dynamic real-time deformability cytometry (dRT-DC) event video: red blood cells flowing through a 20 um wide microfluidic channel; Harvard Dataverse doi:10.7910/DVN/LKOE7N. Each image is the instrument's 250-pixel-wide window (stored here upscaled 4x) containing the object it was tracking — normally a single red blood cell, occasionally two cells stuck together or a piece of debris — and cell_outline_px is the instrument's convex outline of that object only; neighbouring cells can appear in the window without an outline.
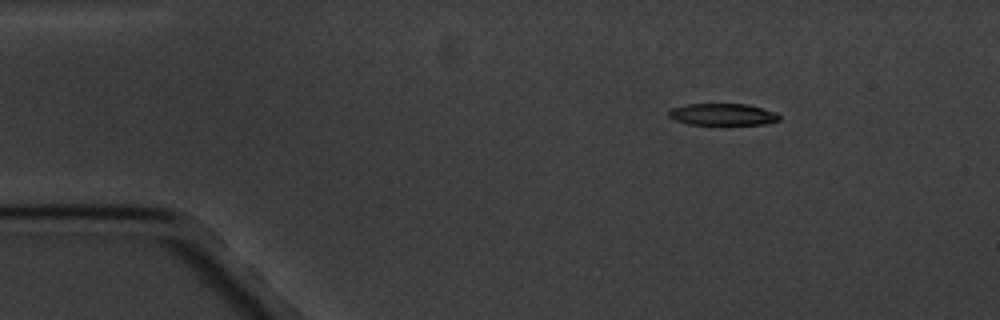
{"species": "common noctule bat (a hibernating species)", "species_latin": "Nyctalus noctula", "temperature_condition": "cold", "stored_images_in_passage": 5, "camera_frame_rate_fps": 3000, "um_per_image_px": 0.085, "animal": {"sex": "male", "body_mass_g": 20.1, "forearm_length_mm": 53.5}, "frame": {"image": 1, "passage_image": 1, "time_ms": 0.0, "image_size_px": [1000, 320], "cell_outline_px": [[780, 120], [764, 124], [688, 124], [676, 120], [668, 116], [668, 112], [672, 108], [684, 104], [748, 104], [772, 112], [780, 116]], "centroid_in_image_um": [61.38, 9.72], "position_along_channel_um": 23.6, "area_um2": 13.81}}
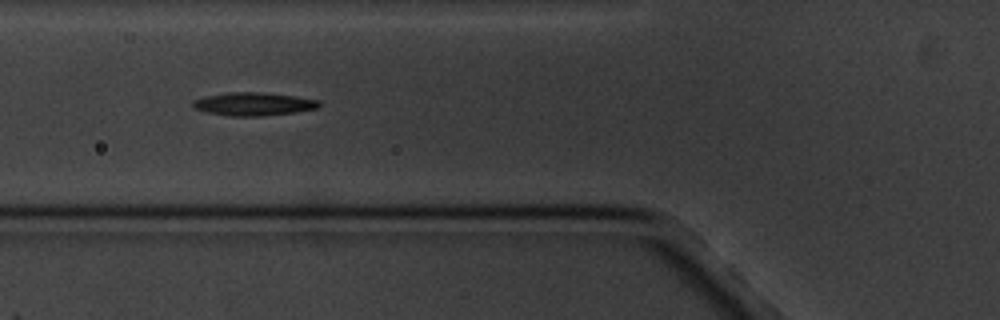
{"frame": {"image": 2, "passage_image": 4, "time_ms": 4.333, "image_size_px": [1000, 320], "cell_outline_px": [[320, 104], [316, 108], [296, 112], [260, 116], [228, 116], [208, 112], [196, 108], [192, 104], [192, 100], [204, 96], [228, 92], [260, 92], [296, 96], [320, 100]], "centroid_in_image_um": [21.55, 8.83], "position_along_channel_um": 104.3, "area_um2": 16.99}}
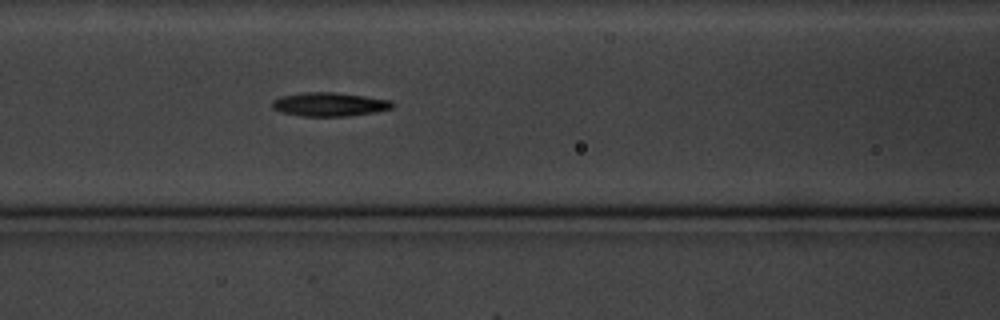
{"frame": {"image": 3, "passage_image": 5, "time_ms": 5.333, "image_size_px": [1000, 320], "cell_outline_px": [[392, 108], [376, 112], [344, 116], [300, 116], [284, 112], [272, 108], [272, 100], [284, 96], [304, 92], [332, 92], [364, 96], [392, 100]], "centroid_in_image_um": [28.01, 8.87], "position_along_channel_um": 138.6, "area_um2": 16.42}}